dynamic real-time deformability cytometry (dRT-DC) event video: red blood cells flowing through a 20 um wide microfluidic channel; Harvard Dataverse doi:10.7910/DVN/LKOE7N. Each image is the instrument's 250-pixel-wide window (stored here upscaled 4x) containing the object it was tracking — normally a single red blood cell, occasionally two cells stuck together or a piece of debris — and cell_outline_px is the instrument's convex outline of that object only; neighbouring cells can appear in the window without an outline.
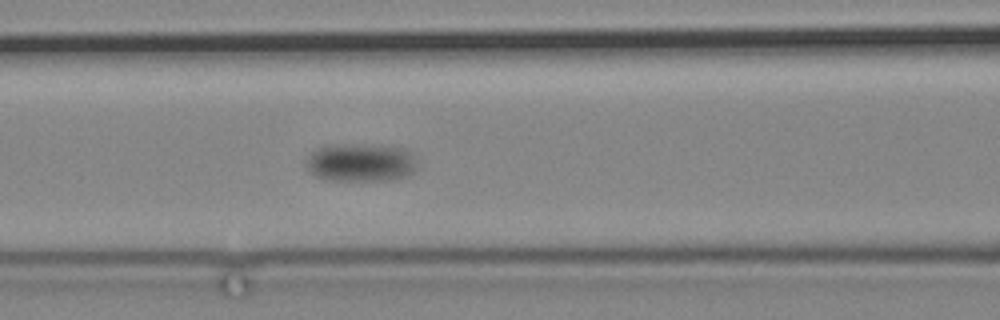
{"species": "common noctule bat (a hibernating species)", "species_latin": "Nyctalus noctula", "temperature_condition": "cold", "stored_images_in_passage": 15, "camera_frame_rate_fps": 3000, "um_per_image_px": 0.085, "animal": {"sex": "male", "body_mass_g": 19.2, "forearm_length_mm": 51.8}, "frame": {"image": 1, "passage_image": 13, "time_ms": 14.667, "image_size_px": [1000, 320], "cell_outline_px": [[416, 168], [408, 176], [388, 180], [328, 180], [316, 176], [308, 172], [304, 164], [304, 160], [316, 148], [408, 148], [412, 152]], "centroid_in_image_um": [30.64, 13.9], "position_along_channel_um": 136.0, "area_um2": 23.35}}
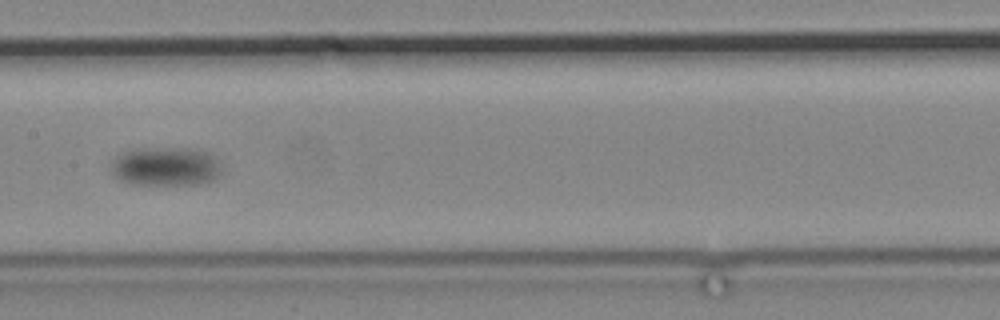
{"frame": {"image": 2, "passage_image": 15, "time_ms": 17.0, "image_size_px": [1000, 320], "cell_outline_px": [[220, 176], [212, 180], [200, 184], [136, 184], [120, 180], [112, 172], [112, 160], [116, 156], [132, 148], [196, 148], [208, 152], [220, 164]], "centroid_in_image_um": [14.09, 14.13], "position_along_channel_um": 193.3, "area_um2": 25.09}}